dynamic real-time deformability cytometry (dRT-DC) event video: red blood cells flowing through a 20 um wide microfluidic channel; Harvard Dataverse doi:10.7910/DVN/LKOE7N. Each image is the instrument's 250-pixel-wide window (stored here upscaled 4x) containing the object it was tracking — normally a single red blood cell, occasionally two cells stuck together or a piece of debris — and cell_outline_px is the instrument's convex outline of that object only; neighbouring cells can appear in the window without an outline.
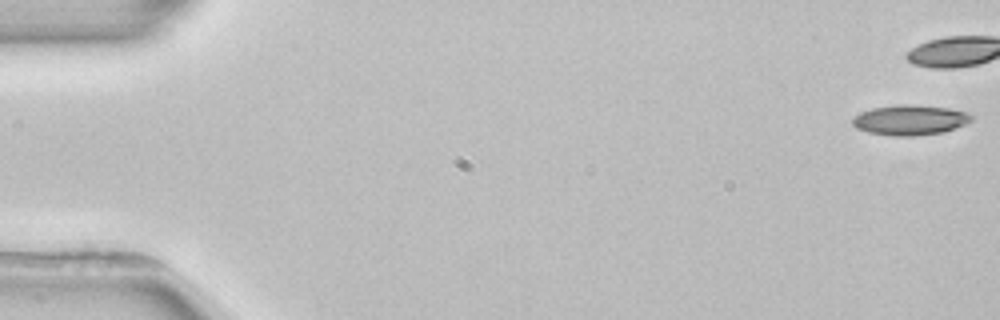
{"species": "common noctule bat (a hibernating species)", "species_latin": "Nyctalus noctula", "temperature_condition": "room temperature", "stored_images_in_passage": 5, "camera_frame_rate_fps": 3000, "um_per_image_px": 0.085, "animal": {"sex": "female", "body_mass_g": 22.7, "forearm_length_mm": 54.2}, "frame": {"image": 1, "passage_image": 1, "time_ms": 0.0, "image_size_px": [1000, 320], "cell_outline_px": [[972, 120], [964, 124], [944, 132], [916, 136], [892, 136], [868, 132], [856, 128], [852, 124], [852, 116], [860, 112], [872, 108], [900, 104], [916, 104], [948, 108], [968, 112], [972, 116]], "centroid_in_image_um": [77.32, 10.19], "position_along_channel_um": 7.7, "area_um2": 21.1}}
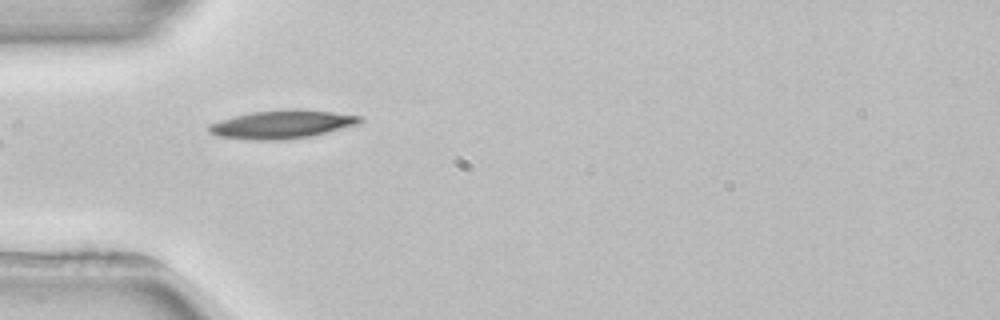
{"frame": {"image": 2, "passage_image": 5, "time_ms": 6.0, "image_size_px": [1000, 320], "cell_outline_px": [[364, 120], [360, 124], [312, 136], [280, 140], [256, 140], [216, 136], [208, 132], [208, 124], [220, 120], [252, 112], [284, 108], [300, 108], [364, 116]], "centroid_in_image_um": [24.02, 10.56], "position_along_channel_um": 61.0, "area_um2": 25.32}}